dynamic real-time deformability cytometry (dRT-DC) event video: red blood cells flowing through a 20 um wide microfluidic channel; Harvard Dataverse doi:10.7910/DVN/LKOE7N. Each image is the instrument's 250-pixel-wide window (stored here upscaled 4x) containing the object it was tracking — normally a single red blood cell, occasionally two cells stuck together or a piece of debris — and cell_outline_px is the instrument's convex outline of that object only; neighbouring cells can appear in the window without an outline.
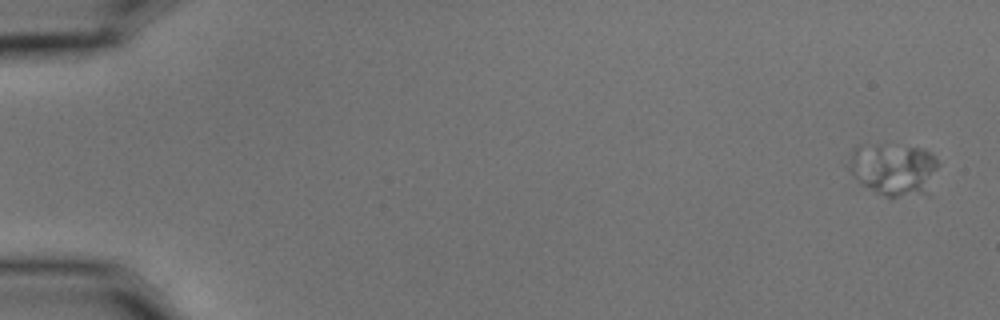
{"species": "common noctule bat (a hibernating species)", "species_latin": "Nyctalus noctula", "temperature_condition": "cold", "stored_images_in_passage": 3, "segment_of_instrument_passage": [1, 2], "camera_frame_rate_fps": 3000, "um_per_image_px": 0.085, "animal": {"sex": "male", "body_mass_g": 15.6}, "frame": {"image": 1, "passage_image": 1, "time_ms": 0.0, "image_size_px": [1000, 320], "cell_outline_px": [[940, 164], [924, 192], [896, 196], [888, 196], [876, 192], [860, 184], [848, 168], [852, 148], [856, 144], [860, 144], [920, 148], [928, 152]], "centroid_in_image_um": [75.87, 14.35], "position_along_channel_um": 9.1, "area_um2": 26.36}}